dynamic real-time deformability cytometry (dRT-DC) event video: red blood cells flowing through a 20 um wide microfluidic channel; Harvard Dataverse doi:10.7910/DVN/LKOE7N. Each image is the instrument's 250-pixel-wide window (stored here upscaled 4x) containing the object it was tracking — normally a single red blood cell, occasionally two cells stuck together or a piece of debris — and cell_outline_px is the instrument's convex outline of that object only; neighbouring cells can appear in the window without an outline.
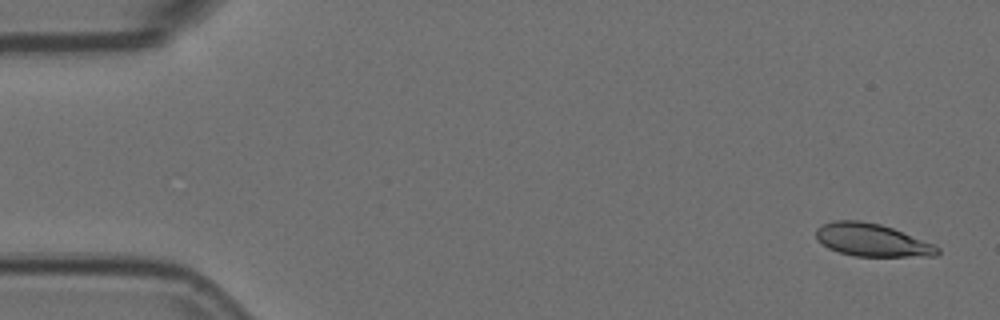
{"species": "Egyptian fruit bat (a non-hibernating species)", "species_latin": "Rousettus aegyptiacus", "temperature_condition": "room temperature", "stored_images_in_passage": 6, "camera_frame_rate_fps": 3000, "um_per_image_px": 0.085, "animal": {"sex": "female"}, "frame": {"image": 1, "passage_image": 1, "time_ms": 0.0, "image_size_px": [1000, 320], "cell_outline_px": [[940, 252], [936, 256], [856, 256], [840, 252], [828, 248], [816, 236], [816, 228], [824, 224], [836, 220], [856, 220], [880, 224], [892, 228], [932, 244], [940, 248]], "centroid_in_image_um": [74.12, 20.41], "position_along_channel_um": 10.9, "area_um2": 22.72}}